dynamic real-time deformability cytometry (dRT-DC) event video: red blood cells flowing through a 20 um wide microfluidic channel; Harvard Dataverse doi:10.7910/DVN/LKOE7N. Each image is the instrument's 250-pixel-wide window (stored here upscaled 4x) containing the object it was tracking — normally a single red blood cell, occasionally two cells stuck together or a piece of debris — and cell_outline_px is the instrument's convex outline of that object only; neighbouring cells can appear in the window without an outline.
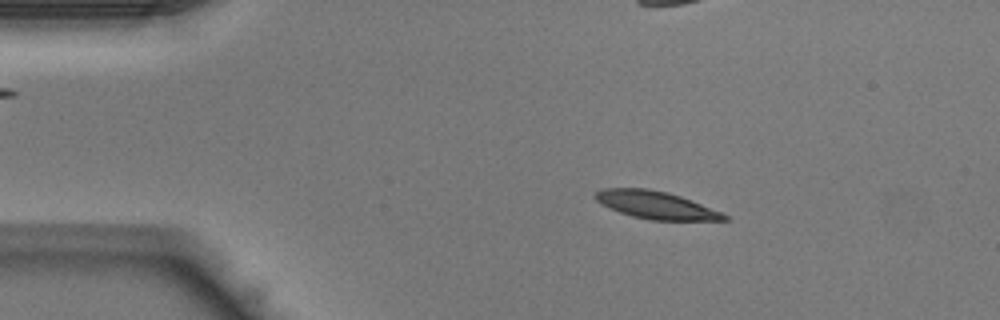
{"species": "Egyptian fruit bat (a non-hibernating species)", "species_latin": "Rousettus aegyptiacus", "temperature_condition": "warm", "stored_images_in_passage": 42, "camera_frame_rate_fps": 3000, "um_per_image_px": 0.085, "animal": {"sex": "male"}, "frame": {"image": 1, "passage_image": 7, "time_ms": 2.0, "image_size_px": [1000, 320], "cell_outline_px": [[728, 220], [652, 220], [632, 216], [620, 212], [596, 200], [592, 196], [600, 188], [648, 188], [668, 192], [680, 196], [720, 212], [728, 216]], "centroid_in_image_um": [55.71, 17.41], "position_along_channel_um": 29.3, "area_um2": 20.4}}